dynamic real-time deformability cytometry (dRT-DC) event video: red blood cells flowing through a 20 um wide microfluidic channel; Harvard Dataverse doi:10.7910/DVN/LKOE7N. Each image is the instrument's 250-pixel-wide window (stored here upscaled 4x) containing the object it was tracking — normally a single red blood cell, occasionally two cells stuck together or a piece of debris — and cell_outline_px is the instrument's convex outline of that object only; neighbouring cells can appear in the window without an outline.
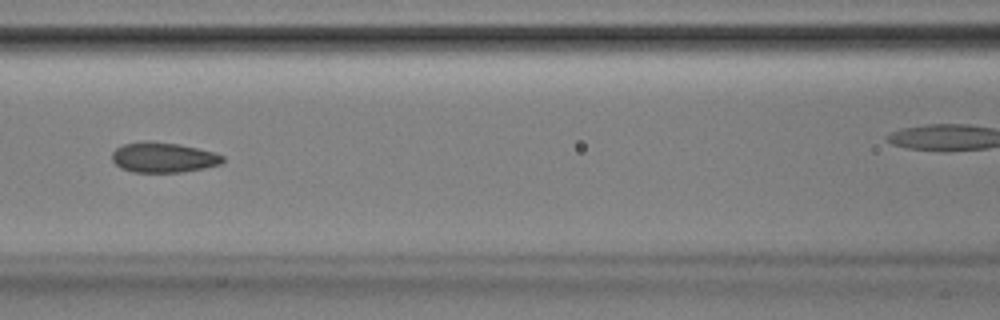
{"species": "Egyptian fruit bat (a non-hibernating species)", "species_latin": "Rousettus aegyptiacus", "temperature_condition": "room temperature", "stored_images_in_passage": 44, "camera_frame_rate_fps": 3000, "um_per_image_px": 0.085, "animal": {"sex": "male"}, "frame": {"image": 1, "passage_image": 24, "time_ms": 7.667, "image_size_px": [1000, 320], "cell_outline_px": [[224, 160], [220, 164], [204, 168], [180, 172], [132, 172], [120, 168], [112, 160], [112, 152], [116, 148], [124, 144], [148, 140], [152, 140], [180, 144], [212, 152], [224, 156]], "centroid_in_image_um": [13.85, 13.37], "position_along_channel_um": 152.7, "area_um2": 19.48}}
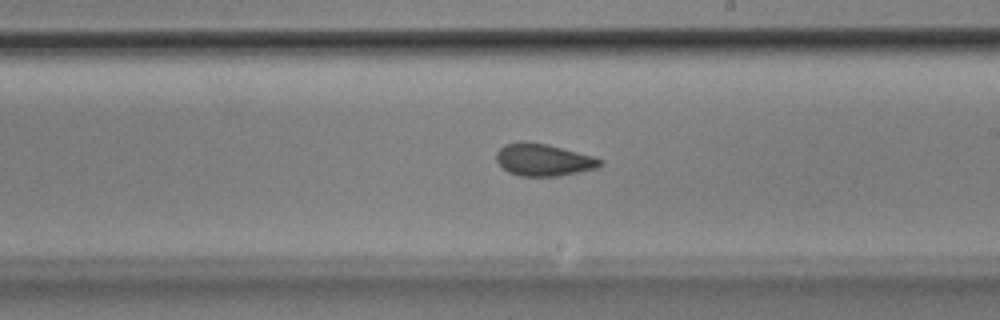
{"frame": {"image": 2, "passage_image": 31, "time_ms": 10.0, "image_size_px": [1000, 320], "cell_outline_px": [[604, 164], [600, 168], [560, 176], [520, 176], [508, 172], [496, 160], [496, 152], [504, 144], [524, 140], [548, 144], [592, 156], [604, 160]], "centroid_in_image_um": [46.22, 13.58], "position_along_channel_um": 242.8, "area_um2": 19.77}}
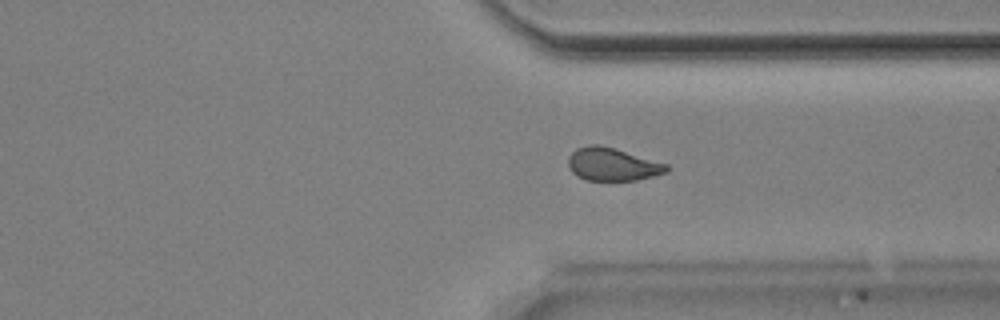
{"frame": {"image": 3, "passage_image": 40, "time_ms": 13.0, "image_size_px": [1000, 320], "cell_outline_px": [[668, 172], [636, 180], [588, 180], [576, 176], [568, 168], [568, 156], [576, 148], [588, 144], [600, 144], [668, 164]], "centroid_in_image_um": [52.02, 13.96], "position_along_channel_um": 359.4, "area_um2": 18.9}}